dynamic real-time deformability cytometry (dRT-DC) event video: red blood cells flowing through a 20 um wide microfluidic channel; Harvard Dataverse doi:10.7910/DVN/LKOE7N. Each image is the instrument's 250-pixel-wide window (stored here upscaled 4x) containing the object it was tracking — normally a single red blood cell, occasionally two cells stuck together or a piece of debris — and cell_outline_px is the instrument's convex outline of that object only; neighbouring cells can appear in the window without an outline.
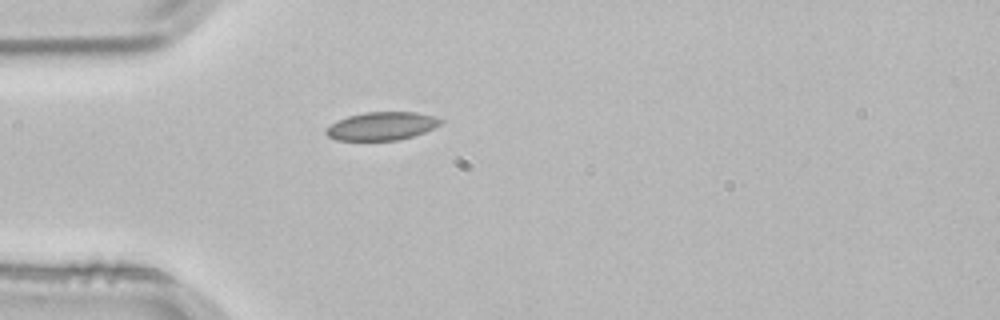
{"species": "common noctule bat (a hibernating species)", "species_latin": "Nyctalus noctula", "temperature_condition": "room temperature", "stored_images_in_passage": 2, "camera_frame_rate_fps": 3000, "um_per_image_px": 0.085, "animal": {"sex": "male", "body_mass_g": 21.5, "forearm_length_mm": 52.0}, "frame": {"image": 1, "passage_image": 2, "time_ms": 0.333, "image_size_px": [1000, 320], "cell_outline_px": [[444, 120], [440, 124], [424, 132], [412, 136], [396, 140], [336, 140], [328, 136], [324, 132], [324, 128], [348, 116], [364, 112], [416, 112], [432, 116]], "centroid_in_image_um": [32.42, 10.71], "position_along_channel_um": 52.6, "area_um2": 18.61}}